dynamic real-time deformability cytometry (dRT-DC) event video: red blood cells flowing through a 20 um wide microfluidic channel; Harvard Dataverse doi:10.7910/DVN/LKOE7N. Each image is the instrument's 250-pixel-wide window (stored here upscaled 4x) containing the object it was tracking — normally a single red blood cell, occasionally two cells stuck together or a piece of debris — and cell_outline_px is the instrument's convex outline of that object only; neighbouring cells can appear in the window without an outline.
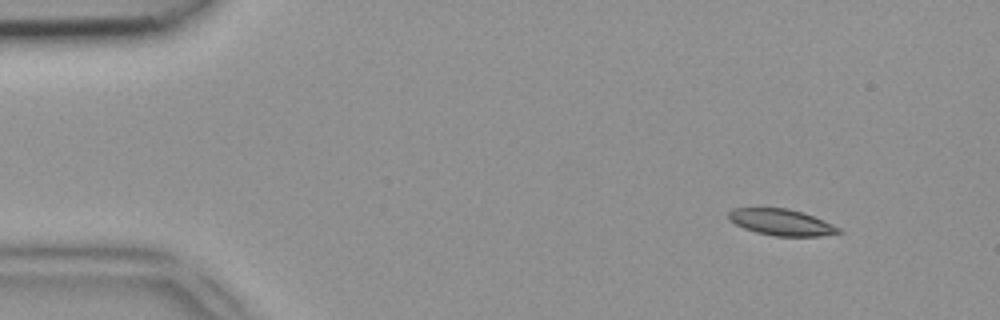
{"species": "common noctule bat (a hibernating species)", "species_latin": "Nyctalus noctula", "temperature_condition": "room temperature", "stored_images_in_passage": 48, "camera_frame_rate_fps": 3000, "um_per_image_px": 0.085, "animal": {"sex": "female", "body_mass_g": 18.4}, "frame": {"image": 1, "passage_image": 5, "time_ms": 1.333, "image_size_px": [1000, 320], "cell_outline_px": [[844, 232], [820, 236], [776, 236], [756, 232], [744, 228], [728, 220], [728, 212], [732, 208], [788, 208], [804, 212], [824, 220], [840, 228]], "centroid_in_image_um": [66.43, 18.89], "position_along_channel_um": 18.6, "area_um2": 16.99}}
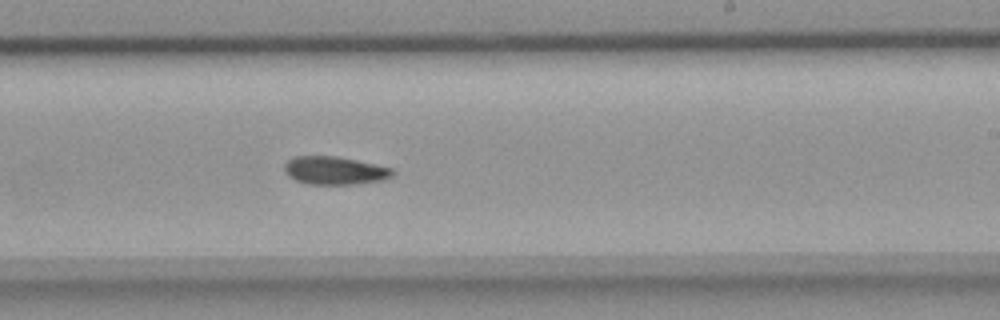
{"frame": {"image": 2, "passage_image": 29, "time_ms": 9.333, "image_size_px": [1000, 320], "cell_outline_px": [[396, 172], [392, 176], [384, 180], [352, 184], [308, 184], [296, 180], [288, 176], [284, 172], [284, 164], [292, 156], [336, 156], [356, 160], [392, 168]], "centroid_in_image_um": [28.43, 14.49], "position_along_channel_um": 260.6, "area_um2": 17.74}}
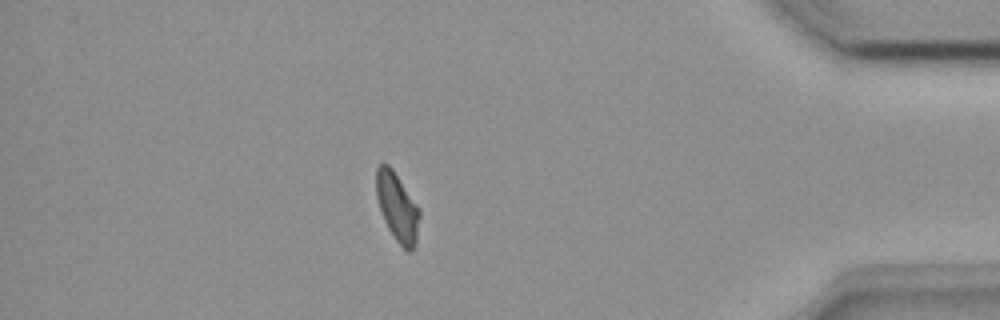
{"frame": {"image": 3, "passage_image": 42, "time_ms": 13.667, "image_size_px": [1000, 320], "cell_outline_px": [[420, 216], [416, 244], [408, 252], [396, 240], [388, 228], [384, 220], [376, 196], [376, 168], [380, 164], [388, 164], [392, 168], [420, 208]], "centroid_in_image_um": [33.78, 17.59], "position_along_channel_um": 401.4, "area_um2": 17.22}}